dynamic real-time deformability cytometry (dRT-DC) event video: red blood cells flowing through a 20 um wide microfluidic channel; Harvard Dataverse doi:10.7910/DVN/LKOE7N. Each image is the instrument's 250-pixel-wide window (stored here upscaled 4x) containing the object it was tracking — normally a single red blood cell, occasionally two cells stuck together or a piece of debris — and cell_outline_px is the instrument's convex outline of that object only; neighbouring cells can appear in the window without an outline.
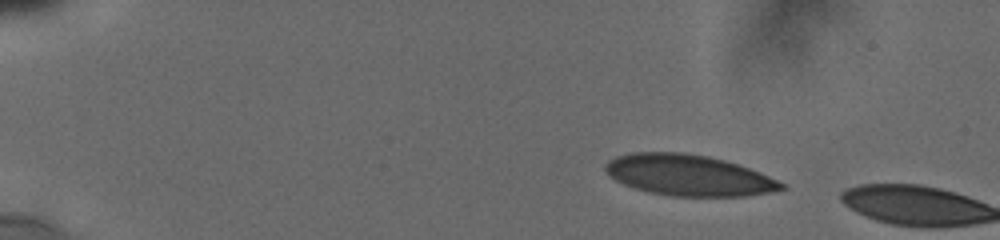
{"species": "human", "species_latin": "Homo sapiens", "temperature_condition": "cold", "stored_images_in_passage": 6, "camera_frame_rate_fps": 3000, "um_per_image_px": 0.085, "donor": {"sex": "male"}, "frame": {"image": 1, "passage_image": 1, "time_ms": 0.0, "image_size_px": [1000, 240], "cell_outline_px": [[788, 188], [768, 192], [744, 196], [672, 196], [648, 192], [624, 184], [616, 180], [604, 168], [604, 164], [608, 160], [616, 156], [628, 152], [684, 152], [708, 156], [724, 160], [748, 168], [768, 176], [784, 184]], "centroid_in_image_um": [58.49, 14.88], "position_along_channel_um": 26.5, "area_um2": 41.79}}